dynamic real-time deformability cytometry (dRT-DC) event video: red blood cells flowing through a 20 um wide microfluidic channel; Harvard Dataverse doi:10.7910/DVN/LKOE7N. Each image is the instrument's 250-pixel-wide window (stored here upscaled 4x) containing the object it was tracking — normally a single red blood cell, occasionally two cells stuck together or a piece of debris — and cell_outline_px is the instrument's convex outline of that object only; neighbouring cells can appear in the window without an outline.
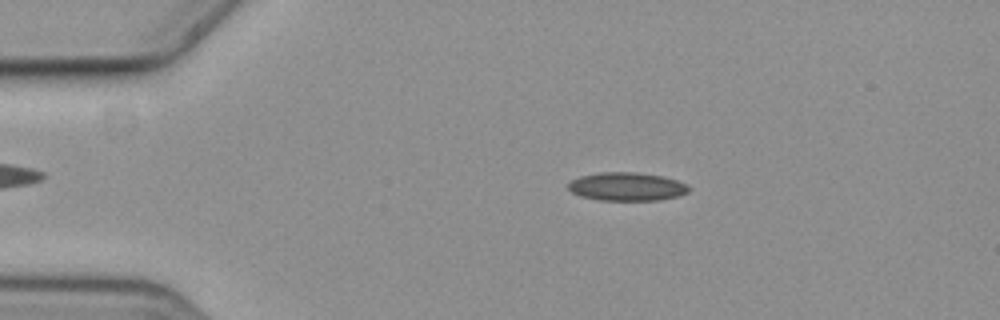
{"species": "common noctule bat (a hibernating species)", "species_latin": "Nyctalus noctula", "temperature_condition": "cold", "stored_images_in_passage": 50, "camera_frame_rate_fps": 3000, "um_per_image_px": 0.085, "animal": {"sex": "female", "body_mass_g": 19.3, "forearm_length_mm": 54.1}, "frame": {"image": 1, "passage_image": 4, "time_ms": 1.0, "image_size_px": [1000, 320], "cell_outline_px": [[688, 192], [676, 196], [656, 200], [600, 200], [580, 196], [572, 192], [568, 188], [568, 184], [572, 180], [580, 176], [600, 172], [636, 172], [664, 176], [676, 180], [684, 184], [688, 188]], "centroid_in_image_um": [53.24, 15.85], "position_along_channel_um": 31.8, "area_um2": 19.71}}
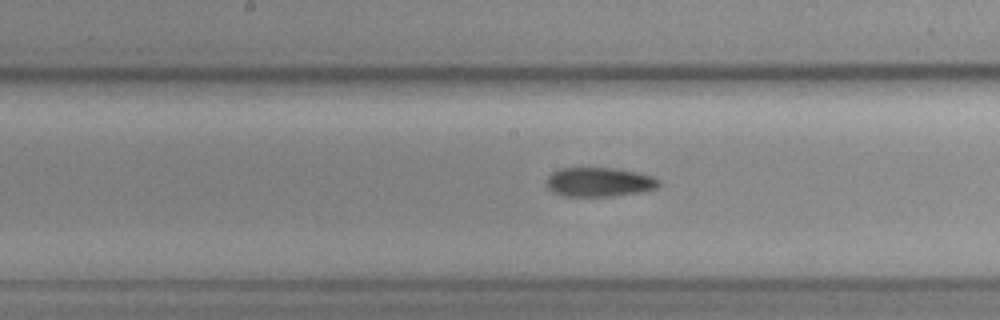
{"frame": {"image": 2, "passage_image": 22, "time_ms": 7.0, "image_size_px": [1000, 320], "cell_outline_px": [[660, 184], [656, 188], [640, 192], [612, 196], [564, 196], [552, 192], [548, 188], [548, 176], [552, 172], [560, 168], [616, 168], [636, 172], [652, 176], [660, 180]], "centroid_in_image_um": [50.94, 15.47], "position_along_channel_um": 197.3, "area_um2": 19.07}}
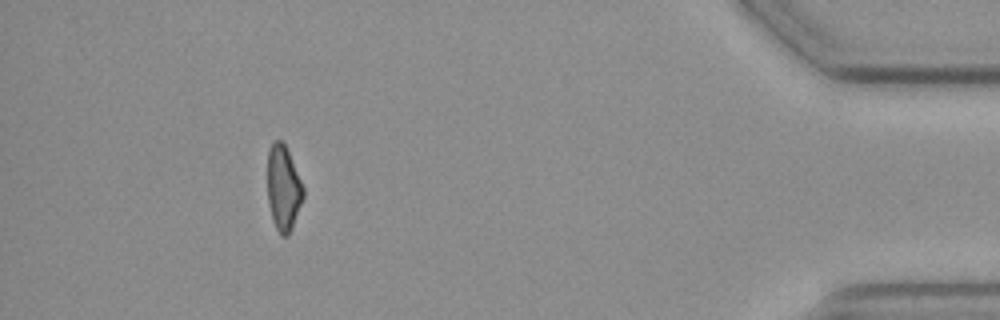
{"frame": {"image": 3, "passage_image": 45, "time_ms": 14.667, "image_size_px": [1000, 320], "cell_outline_px": [[304, 196], [292, 228], [288, 236], [280, 236], [272, 220], [268, 204], [268, 148], [276, 140], [280, 140], [284, 144], [288, 152], [304, 188]], "centroid_in_image_um": [24.08, 16.03], "position_along_channel_um": 411.1, "area_um2": 17.63}}